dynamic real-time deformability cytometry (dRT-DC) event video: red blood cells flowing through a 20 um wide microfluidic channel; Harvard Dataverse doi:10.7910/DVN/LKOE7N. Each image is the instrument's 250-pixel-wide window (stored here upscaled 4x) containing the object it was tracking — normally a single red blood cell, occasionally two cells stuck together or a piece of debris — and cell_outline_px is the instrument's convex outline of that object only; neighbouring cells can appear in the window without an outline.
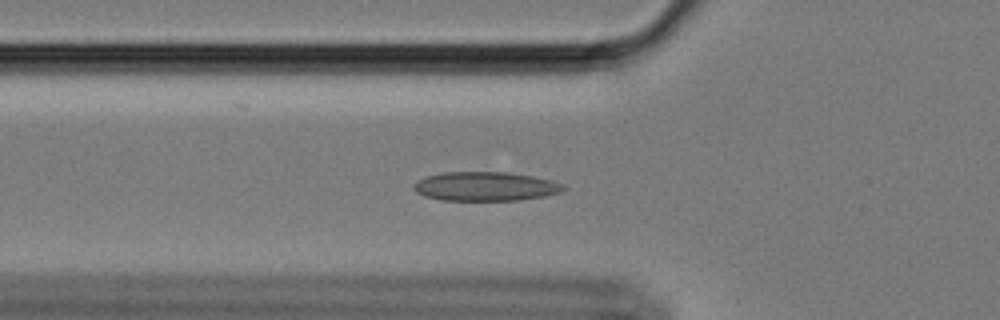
{"species": "Egyptian fruit bat (a non-hibernating species)", "species_latin": "Rousettus aegyptiacus", "temperature_condition": "cold", "stored_images_in_passage": 53, "camera_frame_rate_fps": 3000, "um_per_image_px": 0.085, "animal": {"sex": "female"}, "frame": {"image": 1, "passage_image": 20, "time_ms": 6.333, "image_size_px": [1000, 320], "cell_outline_px": [[564, 188], [560, 192], [544, 196], [520, 200], [440, 200], [424, 196], [416, 192], [412, 188], [412, 184], [416, 180], [424, 176], [444, 172], [508, 172], [532, 176], [552, 180], [564, 184]], "centroid_in_image_um": [41.2, 15.84], "position_along_channel_um": 84.6, "area_um2": 25.55}}
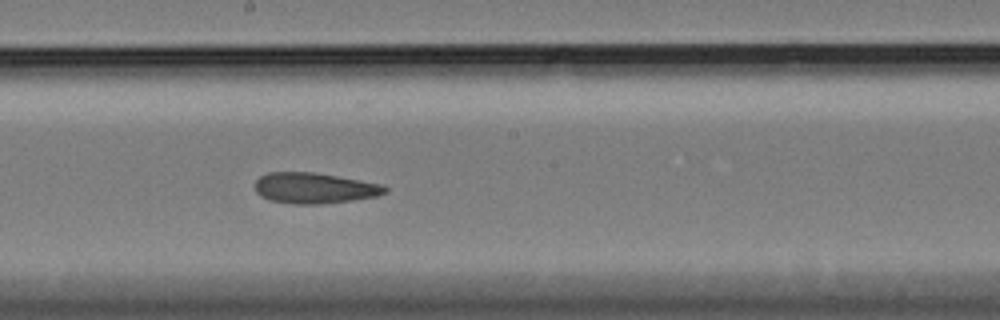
{"frame": {"image": 2, "passage_image": 32, "time_ms": 10.333, "image_size_px": [1000, 320], "cell_outline_px": [[388, 192], [376, 196], [352, 200], [320, 204], [292, 204], [268, 200], [260, 196], [256, 192], [256, 180], [260, 176], [268, 172], [312, 172], [336, 176], [380, 184], [388, 188]], "centroid_in_image_um": [26.68, 15.99], "position_along_channel_um": 221.5, "area_um2": 23.18}}
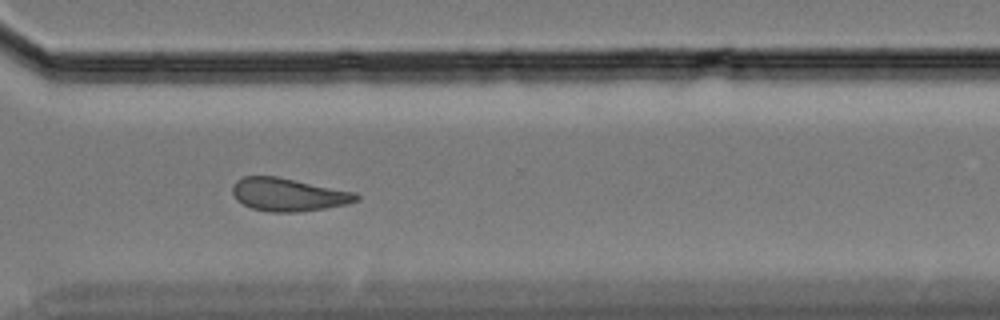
{"frame": {"image": 3, "passage_image": 43, "time_ms": 14.0, "image_size_px": [1000, 320], "cell_outline_px": [[360, 200], [348, 204], [324, 208], [296, 212], [268, 212], [252, 208], [236, 200], [232, 192], [232, 184], [236, 180], [244, 176], [276, 176], [356, 192], [360, 196]], "centroid_in_image_um": [24.51, 16.54], "position_along_channel_um": 346.1, "area_um2": 23.93}, "authors_computed_cell_mechanics": {"area_um2": 23.8714, "velocity_mm_per_s": 3.4011, "shape_relaxation_time_tau1_ms": null, "shape_relaxation_time_tau2_ms": 5.014, "deformation_change_tau1": null, "deformation_change_tau2": 0.1344}}